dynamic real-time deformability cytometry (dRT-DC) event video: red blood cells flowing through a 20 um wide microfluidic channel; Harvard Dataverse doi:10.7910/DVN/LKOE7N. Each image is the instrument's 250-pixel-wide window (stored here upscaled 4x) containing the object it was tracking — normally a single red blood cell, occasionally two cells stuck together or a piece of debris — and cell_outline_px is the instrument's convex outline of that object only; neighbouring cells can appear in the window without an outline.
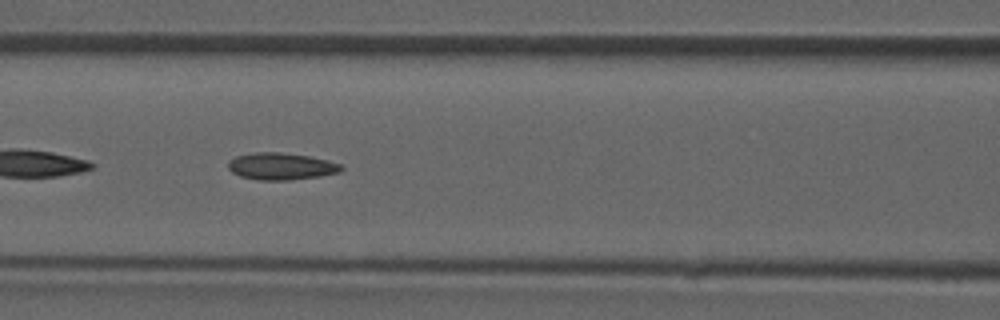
{"species": "common noctule bat (a hibernating species)", "species_latin": "Nyctalus noctula", "temperature_condition": "room temperature", "stored_images_in_passage": 45, "camera_frame_rate_fps": 3000, "um_per_image_px": 0.085, "animal": {"sex": "male", "forearm_length_mm": 52.5}, "frame": {"image": 1, "passage_image": 20, "time_ms": 6.333, "image_size_px": [1000, 320], "cell_outline_px": [[344, 168], [340, 172], [320, 176], [288, 180], [260, 180], [240, 176], [232, 172], [228, 168], [228, 160], [236, 156], [252, 152], [280, 152], [308, 156], [328, 160], [340, 164]], "centroid_in_image_um": [23.88, 14.13], "position_along_channel_um": 142.7, "area_um2": 17.8}}